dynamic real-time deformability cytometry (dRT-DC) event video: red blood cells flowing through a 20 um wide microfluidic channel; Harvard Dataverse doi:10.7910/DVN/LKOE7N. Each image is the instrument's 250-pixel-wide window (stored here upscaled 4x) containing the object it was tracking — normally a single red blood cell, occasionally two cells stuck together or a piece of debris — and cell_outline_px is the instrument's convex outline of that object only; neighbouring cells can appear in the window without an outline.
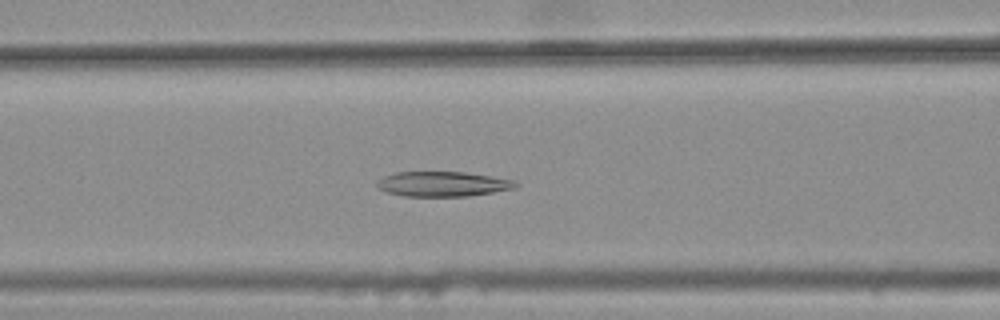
{"species": "common noctule bat (a hibernating species)", "species_latin": "Nyctalus noctula", "temperature_condition": "warm", "stored_images_in_passage": 43, "camera_frame_rate_fps": 3000, "um_per_image_px": 0.085, "animal": {"sex": "female", "body_mass_g": 25.1}, "frame": {"image": 1, "passage_image": 20, "time_ms": 6.333, "image_size_px": [1000, 320], "cell_outline_px": [[520, 184], [516, 188], [468, 196], [404, 196], [388, 192], [376, 188], [376, 184], [384, 176], [396, 172], [464, 172], [492, 176], [516, 180]], "centroid_in_image_um": [37.67, 15.64], "position_along_channel_um": 128.9, "area_um2": 20.17}}
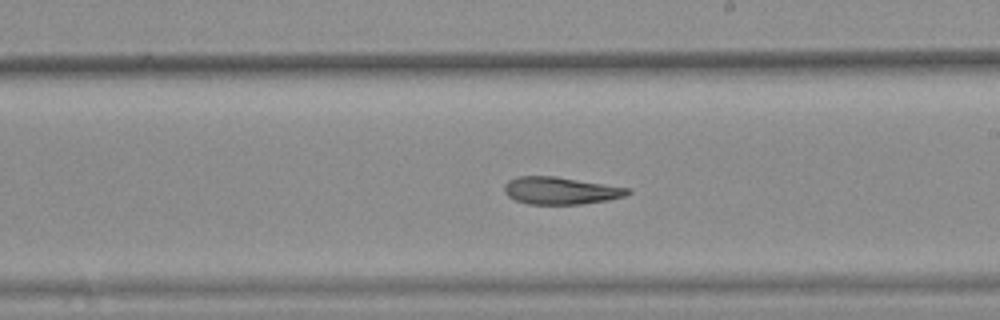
{"frame": {"image": 2, "passage_image": 29, "time_ms": 9.333, "image_size_px": [1000, 320], "cell_outline_px": [[632, 192], [624, 196], [608, 200], [580, 204], [528, 204], [516, 200], [508, 196], [504, 192], [504, 184], [508, 180], [516, 176], [556, 176], [632, 188]], "centroid_in_image_um": [47.66, 16.19], "position_along_channel_um": 241.3, "area_um2": 19.83}}
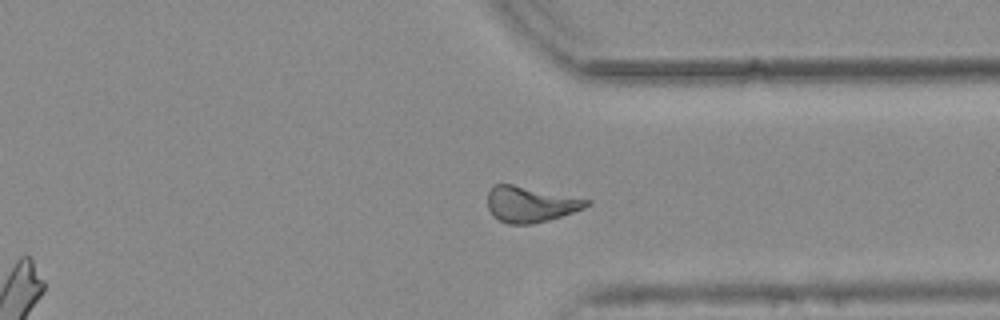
{"frame": {"image": 3, "passage_image": 39, "time_ms": 12.667, "image_size_px": [1000, 320], "cell_outline_px": [[592, 204], [584, 208], [548, 220], [532, 224], [508, 224], [492, 216], [488, 208], [488, 192], [496, 184], [512, 184], [592, 200]], "centroid_in_image_um": [45.09, 17.36], "position_along_channel_um": 366.3, "area_um2": 20.52}, "authors_computed_cell_mechanics": {"area_um2": 20.7502, "velocity_mm_per_s": 3.757, "shape_relaxation_time_tau1_ms": null, "shape_relaxation_time_tau2_ms": 5.0542, "deformation_change_tau1": null, "deformation_change_tau2": 0.132}}